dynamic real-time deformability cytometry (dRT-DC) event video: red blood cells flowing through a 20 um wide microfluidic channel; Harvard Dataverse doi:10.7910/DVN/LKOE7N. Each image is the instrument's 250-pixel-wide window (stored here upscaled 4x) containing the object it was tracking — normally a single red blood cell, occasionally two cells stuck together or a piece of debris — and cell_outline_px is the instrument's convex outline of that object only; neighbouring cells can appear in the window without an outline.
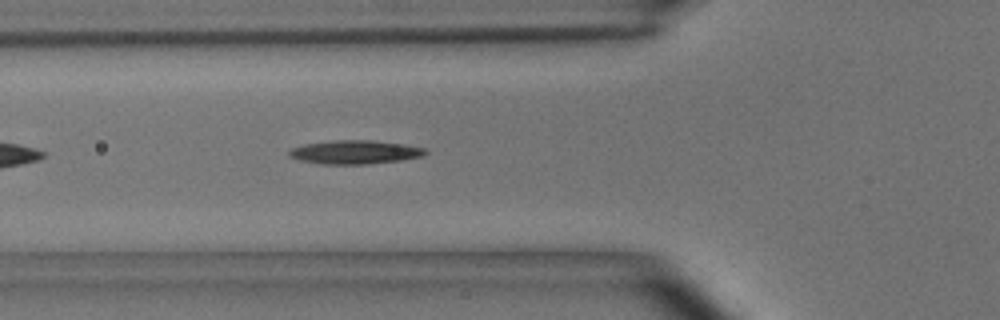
{"species": "common noctule bat (a hibernating species)", "species_latin": "Nyctalus noctula", "temperature_condition": "room temperature", "stored_images_in_passage": 42, "camera_frame_rate_fps": 3000, "um_per_image_px": 0.085, "animal": {"sex": "male", "body_mass_g": 15.6}, "frame": {"image": 1, "passage_image": 7, "time_ms": 2.0, "image_size_px": [1000, 320], "cell_outline_px": [[428, 152], [424, 156], [400, 160], [368, 164], [320, 164], [300, 160], [288, 156], [288, 152], [292, 148], [304, 144], [332, 140], [372, 140], [404, 144], [424, 148]], "centroid_in_image_um": [30.16, 12.93], "position_along_channel_um": 95.6, "area_um2": 18.84}}
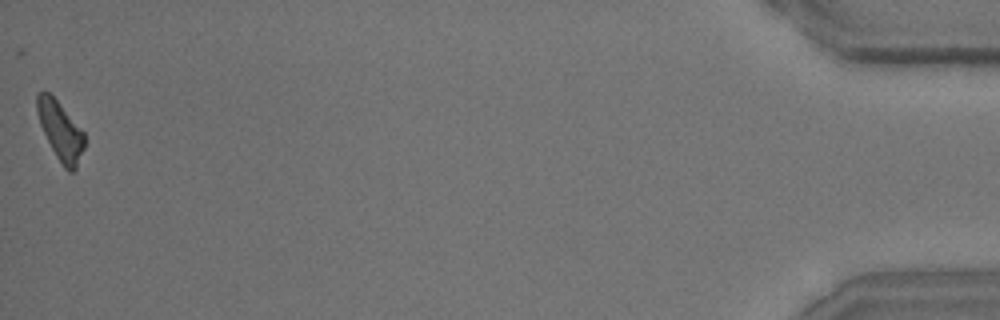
{"frame": {"image": 2, "passage_image": 42, "time_ms": 13.667, "image_size_px": [1000, 320], "cell_outline_px": [[84, 148], [76, 168], [72, 172], [68, 172], [64, 168], [56, 156], [40, 124], [36, 112], [36, 96], [44, 88], [56, 100], [84, 132]], "centroid_in_image_um": [5.12, 11.11], "position_along_channel_um": 430.1, "area_um2": 15.95}, "authors_computed_cell_mechanics": {"area_um2": 17.3689, "velocity_mm_per_s": 3.6697, "shape_relaxation_time_tau1_ms": 4.4308, "shape_relaxation_time_tau2_ms": null, "deformation_change_tau1": 0.1378, "deformation_change_tau2": null}}